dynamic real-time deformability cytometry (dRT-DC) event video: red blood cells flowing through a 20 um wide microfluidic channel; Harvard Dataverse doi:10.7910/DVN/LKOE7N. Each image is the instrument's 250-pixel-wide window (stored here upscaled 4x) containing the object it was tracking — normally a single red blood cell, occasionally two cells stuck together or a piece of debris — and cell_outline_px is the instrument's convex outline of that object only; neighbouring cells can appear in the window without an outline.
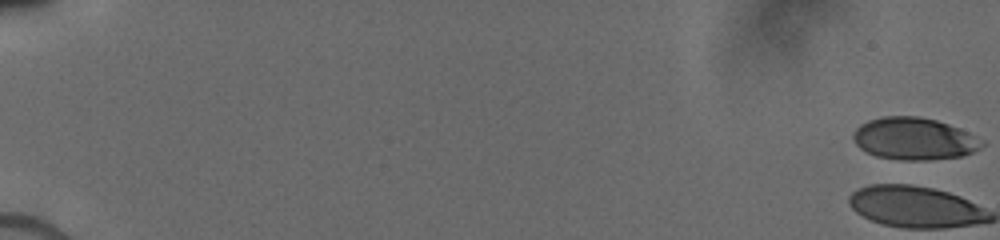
{"species": "human", "species_latin": "Homo sapiens", "temperature_condition": "cold", "stored_images_in_passage": 66, "camera_frame_rate_fps": 3000, "um_per_image_px": 0.085, "donor": {"sex": "male"}, "frame": {"image": 1, "passage_image": 1, "time_ms": 0.0, "image_size_px": [1000, 240], "cell_outline_px": [[984, 144], [980, 148], [972, 152], [960, 156], [928, 160], [904, 160], [876, 156], [860, 148], [856, 144], [852, 136], [856, 128], [860, 124], [868, 120], [880, 116], [920, 116], [936, 120], [960, 128], [984, 140]], "centroid_in_image_um": [77.7, 11.78], "position_along_channel_um": 7.3, "area_um2": 31.67}}